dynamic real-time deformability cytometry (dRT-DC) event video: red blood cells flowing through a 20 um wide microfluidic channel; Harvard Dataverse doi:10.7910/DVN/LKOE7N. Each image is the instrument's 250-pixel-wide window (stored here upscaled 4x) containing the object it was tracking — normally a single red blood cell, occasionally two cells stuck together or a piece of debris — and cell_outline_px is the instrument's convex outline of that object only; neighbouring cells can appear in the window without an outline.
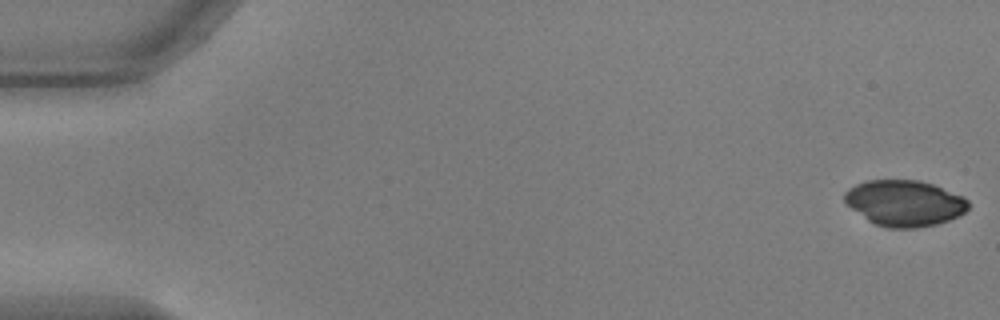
{"species": "common noctule bat (a hibernating species)", "species_latin": "Nyctalus noctula", "temperature_condition": "warm", "stored_images_in_passage": 55, "camera_frame_rate_fps": 3000, "um_per_image_px": 0.085, "animal": {"sex": "male", "body_mass_g": 17.9, "forearm_length_mm": 54.2}, "frame": {"image": 1, "passage_image": 1, "time_ms": 0.0, "image_size_px": [1000, 320], "cell_outline_px": [[968, 208], [960, 216], [936, 224], [916, 228], [888, 228], [876, 224], [868, 220], [844, 204], [844, 192], [848, 188], [856, 184], [868, 180], [920, 180], [932, 184], [964, 196], [968, 200]], "centroid_in_image_um": [76.87, 17.26], "position_along_channel_um": 8.1, "area_um2": 33.29}}
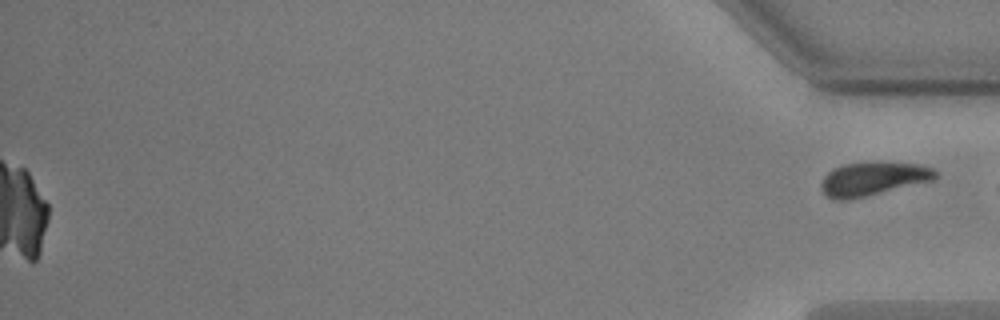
{"frame": {"image": 2, "passage_image": 55, "time_ms": 18.0, "image_size_px": [1000, 320], "cell_outline_px": [[940, 172], [932, 180], [848, 200], [832, 200], [824, 196], [820, 188], [820, 180], [832, 168], [844, 164], [872, 160], [880, 160], [920, 164], [932, 168]], "centroid_in_image_um": [74.15, 15.16], "position_along_channel_um": 361.1, "area_um2": 23.06}}